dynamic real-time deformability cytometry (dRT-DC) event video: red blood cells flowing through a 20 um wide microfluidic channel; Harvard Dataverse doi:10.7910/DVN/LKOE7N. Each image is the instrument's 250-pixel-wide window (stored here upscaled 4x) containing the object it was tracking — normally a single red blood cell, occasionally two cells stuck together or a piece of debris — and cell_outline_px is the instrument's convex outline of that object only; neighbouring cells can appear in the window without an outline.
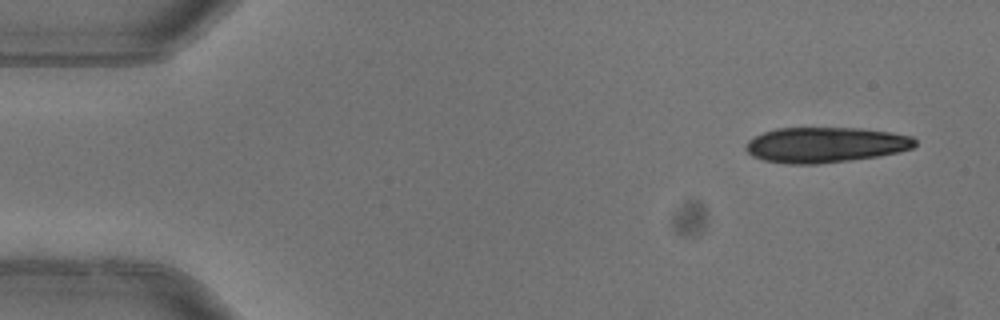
{"species": "common noctule bat (a hibernating species)", "species_latin": "Nyctalus noctula", "temperature_condition": "warm", "stored_images_in_passage": 4, "camera_frame_rate_fps": 3000, "um_per_image_px": 0.085, "animal": {"sex": "female"}, "frame": {"image": 1, "passage_image": 1, "time_ms": 0.0, "image_size_px": [1000, 320], "cell_outline_px": [[916, 144], [912, 148], [896, 152], [876, 156], [848, 160], [816, 164], [788, 164], [764, 160], [752, 156], [744, 148], [744, 144], [748, 140], [764, 132], [776, 128], [856, 128], [888, 132], [912, 136], [916, 140]], "centroid_in_image_um": [70.11, 12.31], "position_along_channel_um": 14.9, "area_um2": 34.62}}